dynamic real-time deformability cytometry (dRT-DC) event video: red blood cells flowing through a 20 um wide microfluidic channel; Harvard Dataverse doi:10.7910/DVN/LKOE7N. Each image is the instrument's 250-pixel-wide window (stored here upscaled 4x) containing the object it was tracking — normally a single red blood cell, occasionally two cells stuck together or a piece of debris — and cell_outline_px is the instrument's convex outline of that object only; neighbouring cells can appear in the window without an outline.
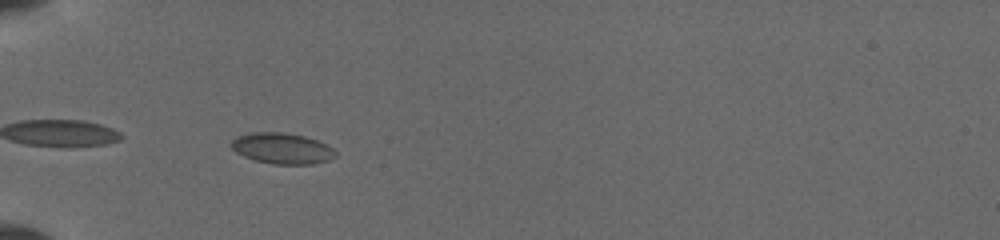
{"species": "common noctule bat (a hibernating species)", "species_latin": "Nyctalus noctula", "temperature_condition": "cold", "stored_images_in_passage": 30, "camera_frame_rate_fps": 3000, "um_per_image_px": 0.085, "animal": {"sex": "female", "body_mass_g": 19.5, "forearm_length_mm": 54.1}, "frame": {"image": 1, "passage_image": 7, "time_ms": 2.333, "image_size_px": [1000, 240], "cell_outline_px": [[336, 156], [328, 160], [312, 164], [272, 164], [256, 160], [244, 156], [236, 152], [232, 148], [232, 140], [236, 136], [252, 132], [280, 132], [304, 136], [316, 140], [332, 148], [336, 152]], "centroid_in_image_um": [23.96, 12.61], "position_along_channel_um": 61.0, "area_um2": 18.55}}
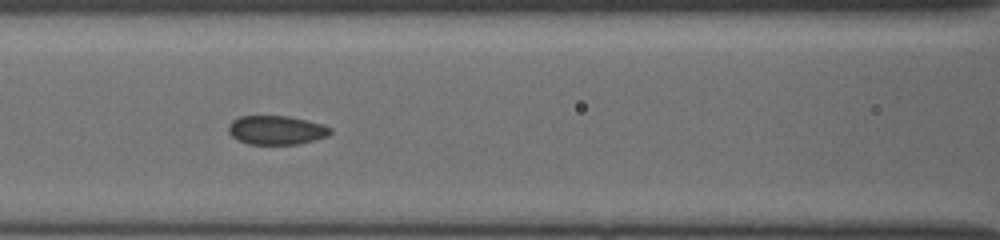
{"frame": {"image": 2, "passage_image": 14, "time_ms": 4.667, "image_size_px": [1000, 240], "cell_outline_px": [[332, 132], [328, 136], [316, 140], [300, 144], [248, 144], [236, 140], [228, 132], [228, 124], [232, 120], [240, 116], [288, 116], [324, 124], [332, 128]], "centroid_in_image_um": [23.5, 11.06], "position_along_channel_um": 143.1, "area_um2": 17.46}}
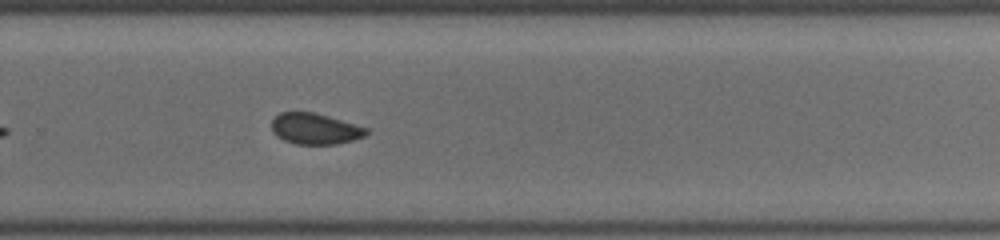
{"frame": {"image": 3, "passage_image": 26, "time_ms": 8.667, "image_size_px": [1000, 240], "cell_outline_px": [[368, 132], [364, 136], [352, 140], [336, 144], [296, 144], [284, 140], [276, 136], [272, 132], [272, 120], [280, 112], [316, 112], [368, 128]], "centroid_in_image_um": [26.76, 10.94], "position_along_channel_um": 303.0, "area_um2": 17.11}}